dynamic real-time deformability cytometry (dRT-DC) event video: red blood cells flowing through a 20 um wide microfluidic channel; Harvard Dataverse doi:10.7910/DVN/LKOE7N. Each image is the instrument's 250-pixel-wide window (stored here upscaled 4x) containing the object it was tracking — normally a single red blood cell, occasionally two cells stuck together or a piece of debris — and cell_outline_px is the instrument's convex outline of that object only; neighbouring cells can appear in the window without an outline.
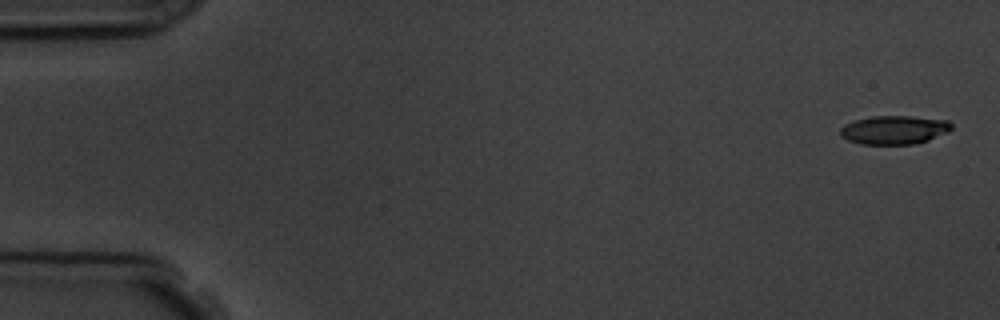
{"species": "common noctule bat (a hibernating species)", "species_latin": "Nyctalus noctula", "temperature_condition": "room temperature", "stored_images_in_passage": 5, "camera_frame_rate_fps": 3000, "um_per_image_px": 0.085, "animal": {"sex": "male", "body_mass_g": 19.5, "forearm_length_mm": 54.6}, "frame": {"image": 1, "passage_image": 1, "time_ms": 0.0, "image_size_px": [1000, 320], "cell_outline_px": [[952, 128], [948, 132], [928, 140], [916, 144], [860, 144], [848, 140], [840, 136], [840, 128], [844, 124], [856, 120], [872, 116], [912, 116], [948, 120], [952, 124]], "centroid_in_image_um": [76.01, 11.04], "position_along_channel_um": 9.0, "area_um2": 18.67}}
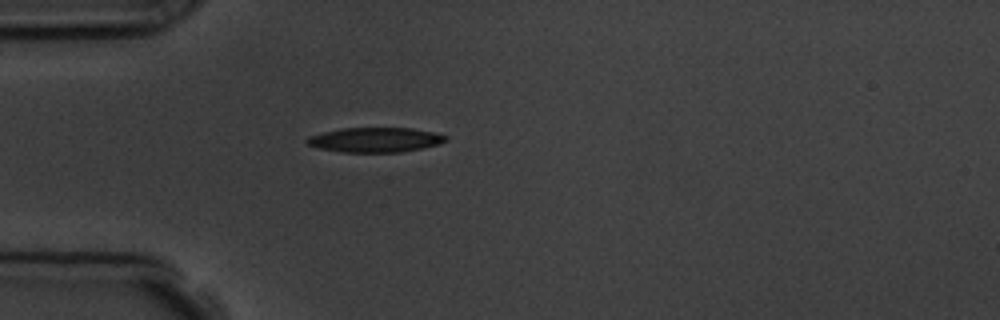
{"frame": {"image": 2, "passage_image": 5, "time_ms": 4.667, "image_size_px": [1000, 320], "cell_outline_px": [[448, 140], [436, 144], [420, 148], [400, 152], [344, 152], [320, 148], [308, 144], [304, 140], [308, 136], [324, 132], [344, 128], [412, 128], [432, 132], [448, 136]], "centroid_in_image_um": [31.88, 11.88], "position_along_channel_um": 53.1, "area_um2": 19.71}}